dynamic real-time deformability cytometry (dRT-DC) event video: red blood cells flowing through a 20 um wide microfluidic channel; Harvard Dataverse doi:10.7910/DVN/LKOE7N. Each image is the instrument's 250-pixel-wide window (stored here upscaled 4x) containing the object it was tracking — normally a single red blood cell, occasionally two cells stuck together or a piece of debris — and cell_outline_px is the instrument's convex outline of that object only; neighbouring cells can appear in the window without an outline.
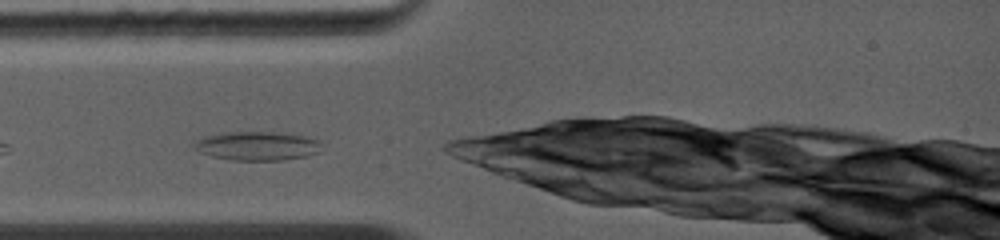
{"species": "common noctule bat (a hibernating species)", "species_latin": "Nyctalus noctula", "temperature_condition": "warm", "stored_images_in_passage": 15, "camera_frame_rate_fps": 5000, "um_per_image_px": 0.085, "animal": {"sex": "female", "body_mass_g": 19.0, "forearm_length_mm": 56.7}, "frame": {"image": 1, "passage_image": 1, "time_ms": 0.0, "image_size_px": [1000, 240], "cell_outline_px": [[320, 152], [304, 156], [280, 160], [232, 160], [212, 156], [200, 152], [192, 148], [192, 140], [204, 136], [220, 132], [272, 132], [308, 136], [320, 140]], "centroid_in_image_um": [21.79, 12.39], "position_along_channel_um": 63.2, "area_um2": 21.68}}
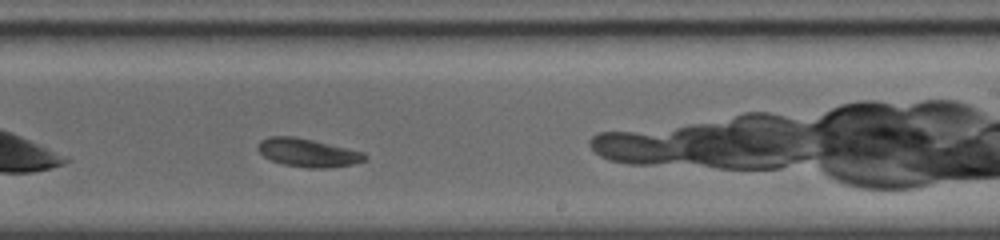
{"frame": {"image": 2, "passage_image": 9, "time_ms": 4.6, "image_size_px": [1000, 240], "cell_outline_px": [[368, 160], [352, 164], [324, 168], [308, 168], [284, 164], [272, 160], [264, 156], [256, 148], [256, 144], [260, 140], [268, 136], [292, 136], [312, 140], [364, 152], [368, 156]], "centroid_in_image_um": [26.15, 12.97], "position_along_channel_um": 262.8, "area_um2": 17.57}}
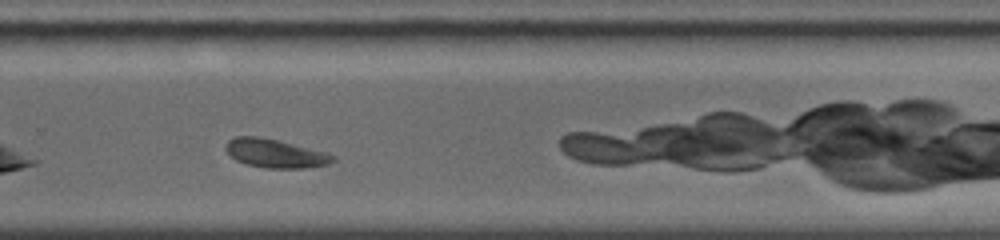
{"frame": {"image": 3, "passage_image": 11, "time_ms": 5.6, "image_size_px": [1000, 240], "cell_outline_px": [[336, 160], [328, 164], [304, 168], [268, 168], [248, 164], [236, 160], [224, 148], [224, 144], [228, 140], [236, 136], [260, 136], [328, 152]], "centroid_in_image_um": [23.38, 13.02], "position_along_channel_um": 306.4, "area_um2": 17.8}}